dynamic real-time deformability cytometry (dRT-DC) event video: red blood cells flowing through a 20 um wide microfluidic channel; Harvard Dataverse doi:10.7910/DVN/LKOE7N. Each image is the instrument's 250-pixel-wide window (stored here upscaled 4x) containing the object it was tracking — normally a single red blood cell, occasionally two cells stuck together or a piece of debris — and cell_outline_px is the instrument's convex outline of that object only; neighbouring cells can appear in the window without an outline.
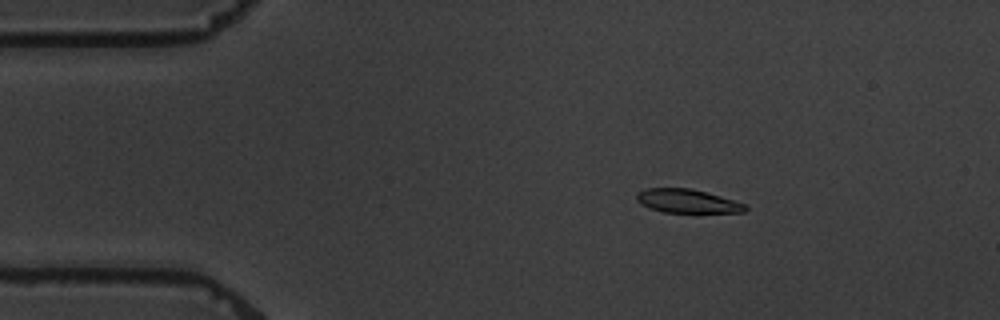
{"species": "common noctule bat (a hibernating species)", "species_latin": "Nyctalus noctula", "temperature_condition": "warm", "stored_images_in_passage": 4, "camera_frame_rate_fps": 3000, "um_per_image_px": 0.085, "animal": {"sex": "male", "body_mass_g": 19.5, "forearm_length_mm": 54.6}, "frame": {"image": 1, "passage_image": 2, "time_ms": 1.333, "image_size_px": [1000, 320], "cell_outline_px": [[748, 208], [744, 212], [664, 212], [648, 208], [640, 204], [636, 200], [636, 192], [644, 188], [692, 188], [720, 196], [744, 204]], "centroid_in_image_um": [58.34, 17.08], "position_along_channel_um": 26.7, "area_um2": 14.97}}